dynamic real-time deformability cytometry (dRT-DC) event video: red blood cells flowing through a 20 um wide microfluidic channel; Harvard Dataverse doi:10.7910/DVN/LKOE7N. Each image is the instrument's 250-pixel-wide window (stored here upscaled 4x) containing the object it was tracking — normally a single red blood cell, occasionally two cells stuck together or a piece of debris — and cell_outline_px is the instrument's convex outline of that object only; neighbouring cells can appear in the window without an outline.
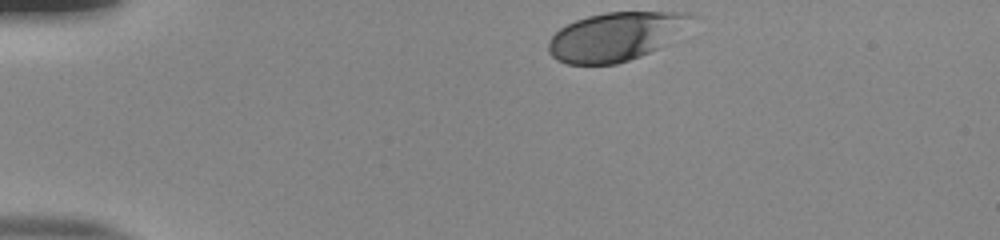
{"species": "human", "species_latin": "Homo sapiens", "temperature_condition": "room temperature", "stored_images_in_passage": 35, "camera_frame_rate_fps": 3000, "um_per_image_px": 0.085, "donor": {"sex": "male"}, "frame": {"image": 1, "passage_image": 1, "time_ms": 0.0, "image_size_px": [1000, 240], "cell_outline_px": [[684, 16], [656, 48], [640, 56], [616, 64], [568, 64], [552, 56], [548, 52], [548, 44], [552, 36], [560, 28], [576, 20], [588, 16], [604, 12], [672, 12]], "centroid_in_image_um": [51.97, 3.14], "position_along_channel_um": 33.0, "area_um2": 37.51}}
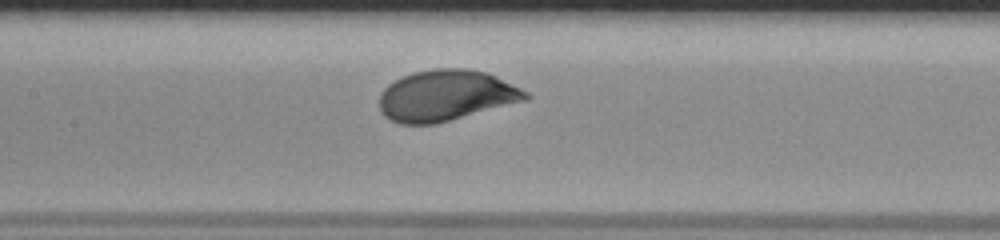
{"frame": {"image": 2, "passage_image": 17, "time_ms": 5.333, "image_size_px": [1000, 240], "cell_outline_px": [[532, 96], [528, 100], [436, 124], [400, 124], [384, 116], [380, 108], [380, 92], [388, 84], [412, 72], [432, 68], [468, 68], [488, 72], [528, 92]], "centroid_in_image_um": [37.93, 8.11], "position_along_channel_um": 169.5, "area_um2": 43.7}}
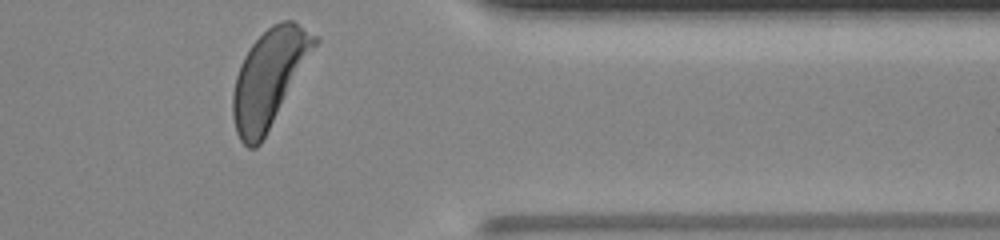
{"frame": {"image": 3, "passage_image": 35, "time_ms": 11.333, "image_size_px": [1000, 240], "cell_outline_px": [[320, 40], [260, 144], [256, 148], [248, 148], [240, 140], [236, 132], [232, 116], [232, 92], [236, 76], [240, 64], [244, 56], [252, 44], [272, 24], [280, 20], [292, 20], [320, 36]], "centroid_in_image_um": [22.87, 6.61], "position_along_channel_um": 388.5, "area_um2": 45.84}, "authors_computed_cell_mechanics": {"area_um2": 42.4252, "velocity_mm_per_s": 3.8401, "shape_relaxation_time_tau1_ms": 2.3083, "shape_relaxation_time_tau2_ms": null, "deformation_change_tau1": 0.1395, "deformation_change_tau2": null}}